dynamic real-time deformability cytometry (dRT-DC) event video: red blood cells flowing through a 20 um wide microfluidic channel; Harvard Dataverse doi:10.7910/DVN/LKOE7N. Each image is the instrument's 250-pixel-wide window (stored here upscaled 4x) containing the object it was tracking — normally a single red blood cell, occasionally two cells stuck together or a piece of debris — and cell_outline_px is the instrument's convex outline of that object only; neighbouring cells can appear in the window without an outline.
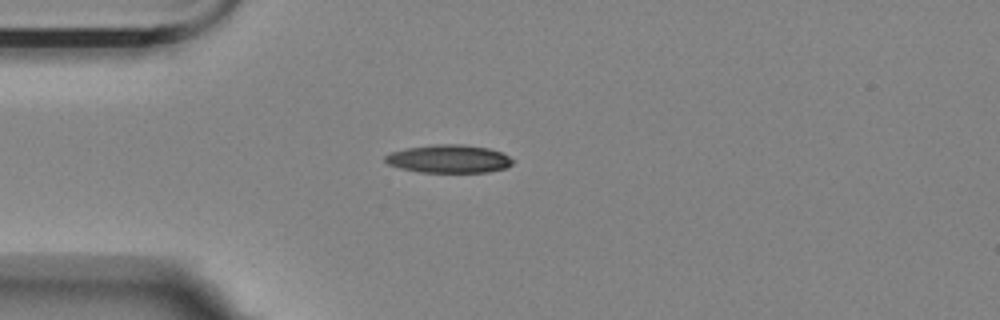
{"species": "Egyptian fruit bat (a non-hibernating species)", "species_latin": "Rousettus aegyptiacus", "temperature_condition": "room temperature", "stored_images_in_passage": 43, "camera_frame_rate_fps": 3000, "um_per_image_px": 0.085, "animal": {"sex": "female"}, "frame": {"image": 1, "passage_image": 1, "time_ms": 0.0, "image_size_px": [1000, 320], "cell_outline_px": [[512, 164], [508, 168], [488, 172], [420, 172], [400, 168], [388, 164], [384, 160], [384, 156], [392, 152], [408, 148], [436, 144], [460, 144], [488, 148], [500, 152], [508, 156], [512, 160]], "centroid_in_image_um": [38.16, 13.51], "position_along_channel_um": 46.8, "area_um2": 20.75}}
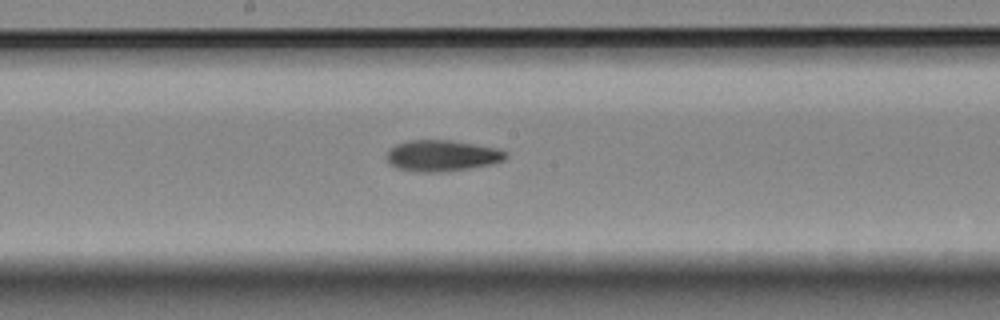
{"frame": {"image": 2, "passage_image": 16, "time_ms": 5.0, "image_size_px": [1000, 320], "cell_outline_px": [[508, 156], [504, 160], [492, 164], [468, 168], [440, 172], [416, 172], [396, 168], [388, 164], [388, 152], [396, 144], [408, 140], [452, 140], [500, 148], [508, 152]], "centroid_in_image_um": [37.61, 13.23], "position_along_channel_um": 210.6, "area_um2": 21.79}}
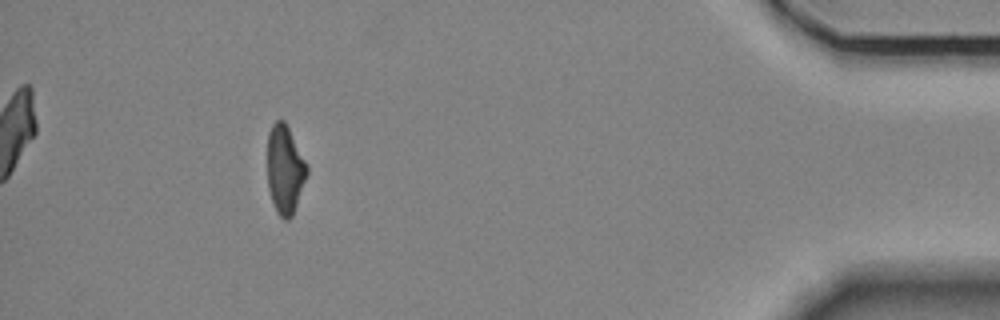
{"frame": {"image": 3, "passage_image": 38, "time_ms": 12.333, "image_size_px": [1000, 320], "cell_outline_px": [[308, 172], [292, 216], [288, 220], [284, 220], [276, 212], [268, 188], [268, 132], [272, 124], [276, 120], [284, 120], [308, 168]], "centroid_in_image_um": [24.2, 14.43], "position_along_channel_um": 411.0, "area_um2": 20.0}, "authors_computed_cell_mechanics": {"area_um2": 21.2704, "velocity_mm_per_s": 3.5245, "shape_relaxation_time_tau1_ms": 6.9623, "shape_relaxation_time_tau2_ms": 5.5902, "deformation_change_tau1": 0.2171, "deformation_change_tau2": 0.1344}}